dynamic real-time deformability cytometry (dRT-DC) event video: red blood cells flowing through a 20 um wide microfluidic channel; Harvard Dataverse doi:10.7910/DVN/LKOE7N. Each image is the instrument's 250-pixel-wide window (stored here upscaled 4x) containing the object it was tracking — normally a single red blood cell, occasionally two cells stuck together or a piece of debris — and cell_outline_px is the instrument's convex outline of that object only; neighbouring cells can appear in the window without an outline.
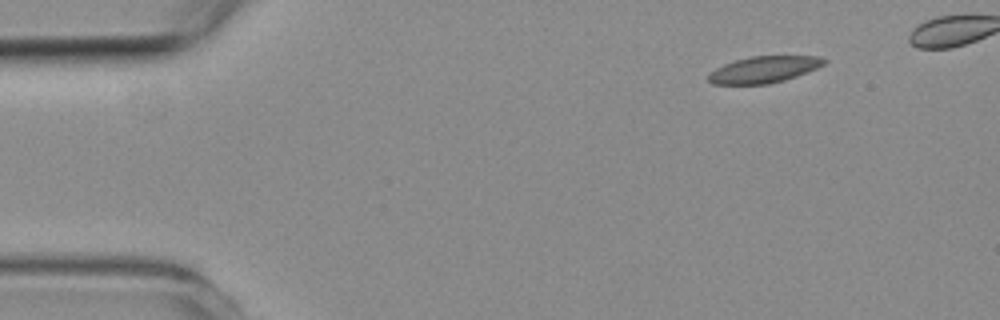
{"species": "common noctule bat (a hibernating species)", "species_latin": "Nyctalus noctula", "temperature_condition": "room temperature", "stored_images_in_passage": 5, "segment_of_instrument_passage": [2, 2], "camera_frame_rate_fps": 3000, "um_per_image_px": 0.085, "animal": {"sex": "female", "body_mass_g": 19.3, "forearm_length_mm": 54.1}, "frame": {"image": 1, "passage_image": 5, "time_ms": 6.333, "image_size_px": [1000, 320], "cell_outline_px": [[828, 60], [824, 64], [808, 72], [784, 80], [768, 84], [712, 84], [708, 80], [708, 72], [724, 64], [736, 60], [752, 56], [816, 56]], "centroid_in_image_um": [64.91, 5.91], "position_along_channel_um": 20.1, "area_um2": 17.8}}